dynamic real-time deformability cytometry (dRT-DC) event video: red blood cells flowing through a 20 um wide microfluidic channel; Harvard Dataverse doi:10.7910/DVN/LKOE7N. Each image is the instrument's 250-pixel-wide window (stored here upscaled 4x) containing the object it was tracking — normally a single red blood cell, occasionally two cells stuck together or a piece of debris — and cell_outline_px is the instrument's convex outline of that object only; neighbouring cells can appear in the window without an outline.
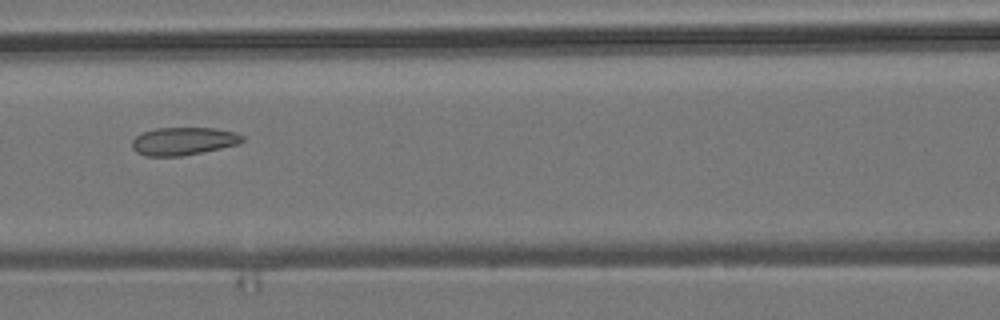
{"species": "common noctule bat (a hibernating species)", "species_latin": "Nyctalus noctula", "temperature_condition": "room temperature", "stored_images_in_passage": 5, "camera_frame_rate_fps": 3000, "um_per_image_px": 0.085, "animal": {"sex": "male", "body_mass_g": 19.2, "forearm_length_mm": 51.8}, "frame": {"image": 1, "passage_image": 5, "time_ms": 4.667, "image_size_px": [1000, 320], "cell_outline_px": [[244, 140], [240, 144], [180, 156], [144, 156], [136, 152], [132, 148], [132, 140], [136, 136], [144, 132], [156, 128], [212, 128], [232, 132], [244, 136]], "centroid_in_image_um": [15.56, 12.0], "position_along_channel_um": 151.0, "area_um2": 17.74}}